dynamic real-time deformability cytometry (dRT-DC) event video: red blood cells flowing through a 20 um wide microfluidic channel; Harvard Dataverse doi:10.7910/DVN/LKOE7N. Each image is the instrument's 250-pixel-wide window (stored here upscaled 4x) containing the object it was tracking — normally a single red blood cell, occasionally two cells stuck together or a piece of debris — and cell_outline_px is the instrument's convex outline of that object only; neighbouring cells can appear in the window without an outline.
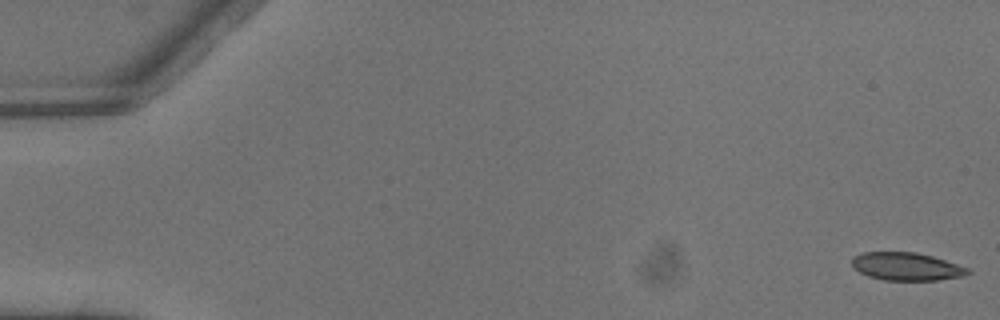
{"species": "common noctule bat (a hibernating species)", "species_latin": "Nyctalus noctula", "temperature_condition": "warm", "stored_images_in_passage": 5, "camera_frame_rate_fps": 3000, "um_per_image_px": 0.085, "animal": {"sex": "male", "body_mass_g": 13.3}, "frame": {"image": 1, "passage_image": 1, "time_ms": 0.0, "image_size_px": [1000, 320], "cell_outline_px": [[972, 272], [964, 276], [940, 280], [884, 280], [868, 276], [852, 268], [852, 256], [864, 252], [916, 252], [932, 256], [968, 268]], "centroid_in_image_um": [77.03, 22.65], "position_along_channel_um": 8.0, "area_um2": 18.9}}
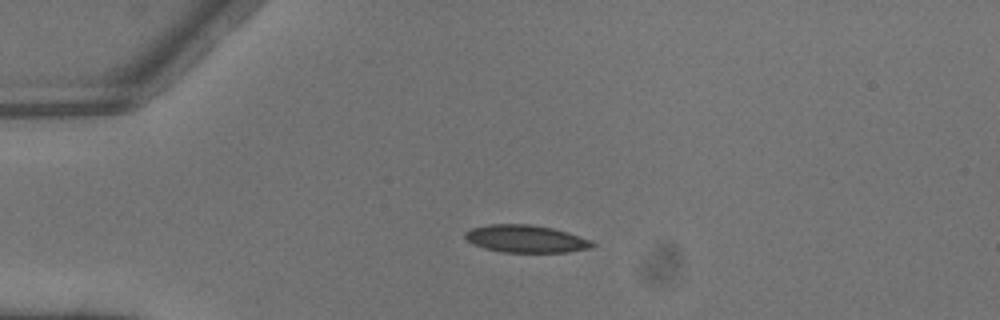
{"frame": {"image": 2, "passage_image": 4, "time_ms": 1.0, "image_size_px": [1000, 320], "cell_outline_px": [[596, 244], [592, 248], [568, 252], [500, 252], [484, 248], [468, 240], [464, 236], [464, 232], [472, 228], [488, 224], [532, 224], [552, 228], [568, 232], [592, 240]], "centroid_in_image_um": [44.74, 20.3], "position_along_channel_um": 40.3, "area_um2": 20.46}}